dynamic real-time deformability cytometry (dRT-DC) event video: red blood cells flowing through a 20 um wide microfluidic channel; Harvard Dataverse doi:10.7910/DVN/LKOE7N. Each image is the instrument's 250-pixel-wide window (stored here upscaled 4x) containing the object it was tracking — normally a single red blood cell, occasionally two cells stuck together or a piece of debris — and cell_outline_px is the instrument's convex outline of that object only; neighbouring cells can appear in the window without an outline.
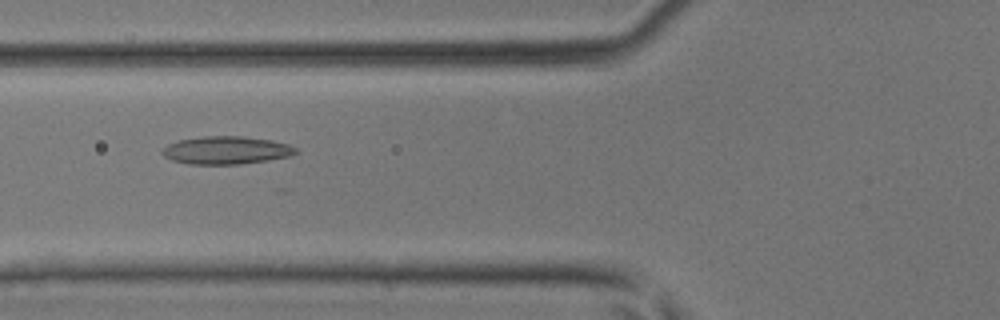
{"species": "common noctule bat (a hibernating species)", "species_latin": "Nyctalus noctula", "temperature_condition": "room temperature", "stored_images_in_passage": 34, "camera_frame_rate_fps": 3000, "um_per_image_px": 0.085, "animal": {"sex": "male", "body_mass_g": 17.9, "forearm_length_mm": 54.2}, "frame": {"image": 1, "passage_image": 6, "time_ms": 1.667, "image_size_px": [1000, 320], "cell_outline_px": [[300, 152], [292, 156], [268, 160], [240, 164], [188, 164], [172, 160], [164, 156], [160, 152], [168, 144], [180, 140], [204, 136], [244, 136], [272, 140], [288, 144], [296, 148]], "centroid_in_image_um": [19.27, 12.77], "position_along_channel_um": 106.5, "area_um2": 21.79}}
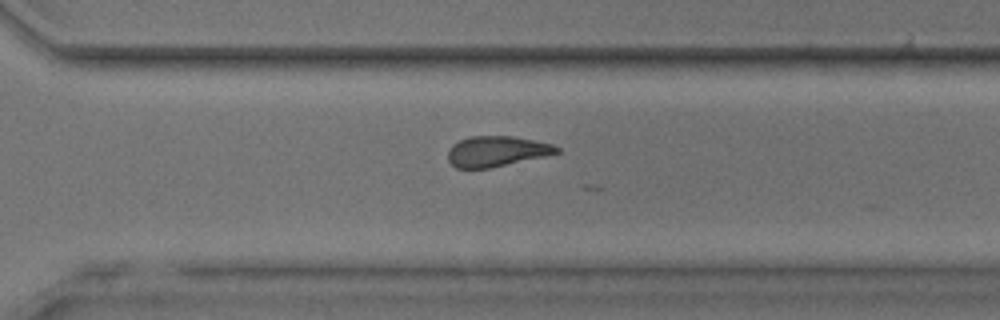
{"frame": {"image": 2, "passage_image": 21, "time_ms": 6.667, "image_size_px": [1000, 320], "cell_outline_px": [[560, 152], [544, 156], [488, 168], [456, 168], [448, 160], [448, 152], [452, 144], [460, 140], [472, 136], [512, 136], [552, 144], [560, 148]], "centroid_in_image_um": [42.19, 12.85], "position_along_channel_um": 328.4, "area_um2": 19.02}}
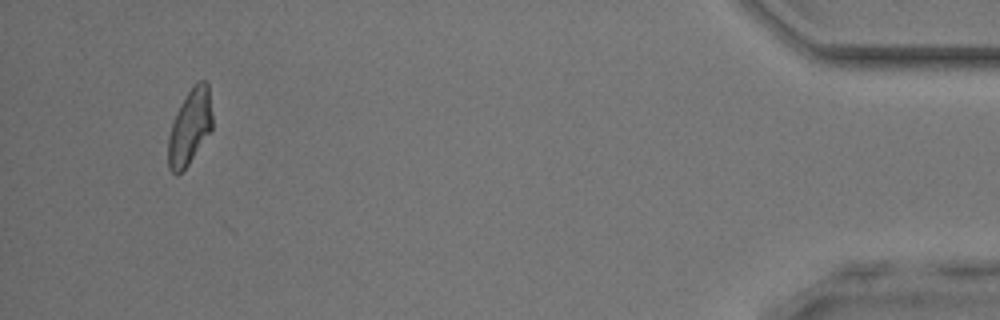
{"frame": {"image": 3, "passage_image": 32, "time_ms": 10.333, "image_size_px": [1000, 320], "cell_outline_px": [[212, 128], [188, 164], [176, 176], [168, 168], [168, 136], [176, 112], [180, 104], [188, 92], [200, 80], [204, 80], [208, 84], [212, 116]], "centroid_in_image_um": [16.12, 10.8], "position_along_channel_um": 419.1, "area_um2": 19.02}}